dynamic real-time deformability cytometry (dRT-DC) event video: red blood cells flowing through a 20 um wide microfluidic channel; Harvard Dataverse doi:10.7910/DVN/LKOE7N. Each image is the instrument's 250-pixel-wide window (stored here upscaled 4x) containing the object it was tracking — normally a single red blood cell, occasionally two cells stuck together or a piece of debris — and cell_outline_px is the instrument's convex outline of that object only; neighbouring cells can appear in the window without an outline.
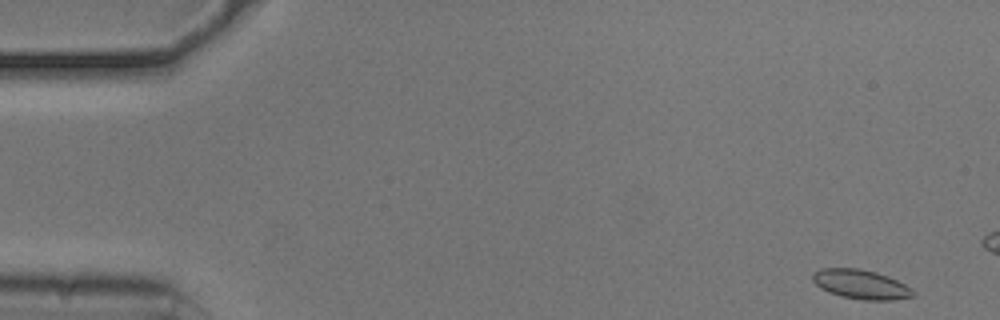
{"species": "common noctule bat (a hibernating species)", "species_latin": "Nyctalus noctula", "temperature_condition": "cold", "stored_images_in_passage": 13, "camera_frame_rate_fps": 3000, "um_per_image_px": 0.085, "animal": {"sex": "male", "body_mass_g": 20.5, "forearm_length_mm": 52.5}, "frame": {"image": 1, "passage_image": 1, "time_ms": 0.0, "image_size_px": [1000, 320], "cell_outline_px": [[916, 296], [892, 300], [864, 300], [840, 296], [828, 292], [820, 288], [812, 280], [812, 272], [820, 268], [856, 268], [876, 272], [888, 276], [912, 288], [916, 292]], "centroid_in_image_um": [73.17, 24.17], "position_along_channel_um": 11.8, "area_um2": 17.34}}